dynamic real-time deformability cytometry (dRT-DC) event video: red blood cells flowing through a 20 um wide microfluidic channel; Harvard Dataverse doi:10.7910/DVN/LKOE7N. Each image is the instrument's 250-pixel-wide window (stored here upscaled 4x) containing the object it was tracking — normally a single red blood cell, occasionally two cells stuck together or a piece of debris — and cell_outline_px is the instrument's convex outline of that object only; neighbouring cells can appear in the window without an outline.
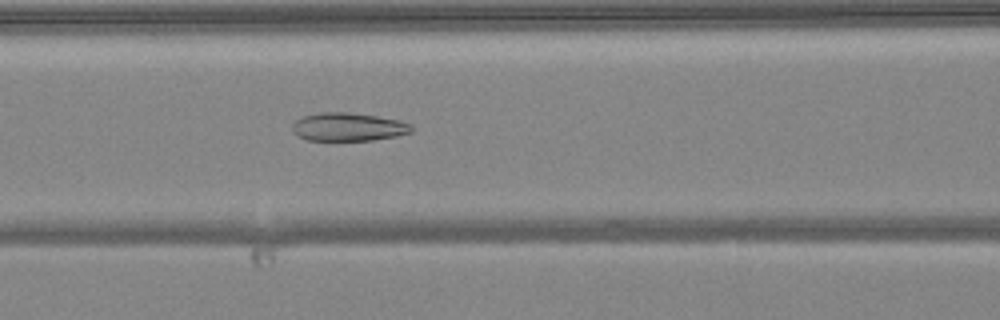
{"species": "common noctule bat (a hibernating species)", "species_latin": "Nyctalus noctula", "temperature_condition": "warm", "stored_images_in_passage": 41, "camera_frame_rate_fps": 3000, "um_per_image_px": 0.085, "animal": {"sex": "female", "body_mass_g": 24.6, "forearm_length_mm": 56.2}, "frame": {"image": 1, "passage_image": 16, "time_ms": 5.0, "image_size_px": [1000, 320], "cell_outline_px": [[412, 132], [396, 136], [372, 140], [308, 140], [296, 136], [292, 132], [292, 124], [296, 120], [304, 116], [320, 112], [348, 112], [376, 116], [400, 120], [412, 124]], "centroid_in_image_um": [29.59, 10.79], "position_along_channel_um": 137.0, "area_um2": 19.71}}
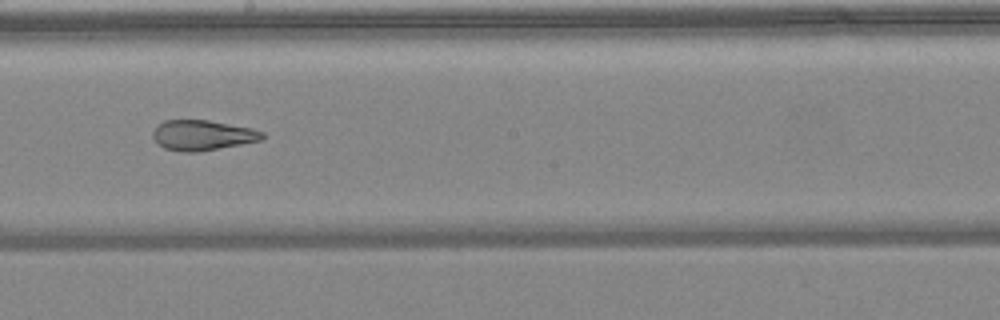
{"frame": {"image": 2, "passage_image": 23, "time_ms": 7.333, "image_size_px": [1000, 320], "cell_outline_px": [[264, 136], [260, 140], [240, 144], [196, 152], [180, 152], [164, 148], [156, 144], [152, 136], [152, 132], [156, 124], [164, 120], [208, 120], [252, 128], [264, 132]], "centroid_in_image_um": [17.14, 11.49], "position_along_channel_um": 231.1, "area_um2": 19.36}}
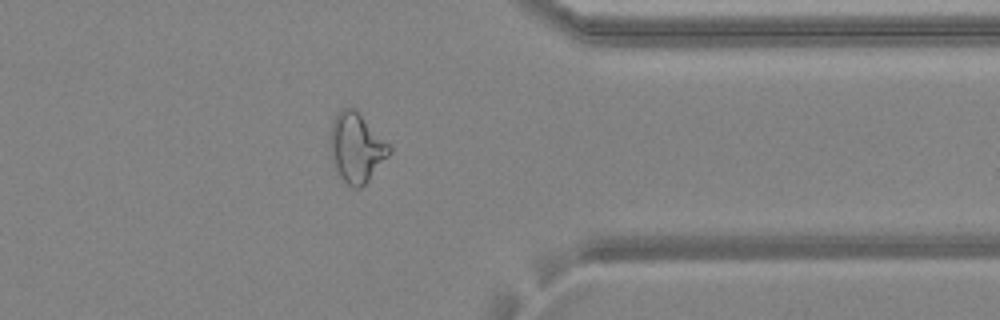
{"frame": {"image": 3, "passage_image": 35, "time_ms": 11.333, "image_size_px": [1000, 320], "cell_outline_px": [[392, 152], [368, 180], [360, 188], [352, 188], [336, 172], [332, 164], [328, 140], [332, 120], [336, 112], [340, 108], [356, 108], [392, 148]], "centroid_in_image_um": [30.25, 12.52], "position_along_channel_um": 381.2, "area_um2": 24.28}, "authors_computed_cell_mechanics": {"area_um2": 20.6346, "velocity_mm_per_s": 4.0347, "shape_relaxation_time_tau1_ms": null, "shape_relaxation_time_tau2_ms": 2.3684, "deformation_change_tau1": null, "deformation_change_tau2": 0.1138}}